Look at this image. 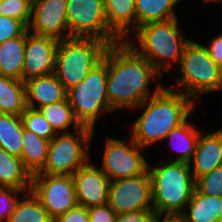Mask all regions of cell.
I'll use <instances>...</instances> for the list:
<instances>
[{
    "instance_id": "cell-1",
    "label": "cell",
    "mask_w": 222,
    "mask_h": 222,
    "mask_svg": "<svg viewBox=\"0 0 222 222\" xmlns=\"http://www.w3.org/2000/svg\"><path fill=\"white\" fill-rule=\"evenodd\" d=\"M163 77L126 41L108 45L107 97L113 111L125 107L136 109L163 87L160 83L151 92L149 83Z\"/></svg>"
},
{
    "instance_id": "cell-2",
    "label": "cell",
    "mask_w": 222,
    "mask_h": 222,
    "mask_svg": "<svg viewBox=\"0 0 222 222\" xmlns=\"http://www.w3.org/2000/svg\"><path fill=\"white\" fill-rule=\"evenodd\" d=\"M195 104L182 92L163 86L137 107L144 111L132 124L130 137L144 149L165 140L173 129L190 117Z\"/></svg>"
},
{
    "instance_id": "cell-3",
    "label": "cell",
    "mask_w": 222,
    "mask_h": 222,
    "mask_svg": "<svg viewBox=\"0 0 222 222\" xmlns=\"http://www.w3.org/2000/svg\"><path fill=\"white\" fill-rule=\"evenodd\" d=\"M132 32L139 46L131 42L130 38L125 41L139 55L146 58L162 76L172 68V63L180 62L183 50L191 40L183 37L177 18L165 22H150Z\"/></svg>"
},
{
    "instance_id": "cell-4",
    "label": "cell",
    "mask_w": 222,
    "mask_h": 222,
    "mask_svg": "<svg viewBox=\"0 0 222 222\" xmlns=\"http://www.w3.org/2000/svg\"><path fill=\"white\" fill-rule=\"evenodd\" d=\"M191 165L184 162H171L161 166H150L148 171L152 180L153 210L157 215L180 216L195 189V179Z\"/></svg>"
},
{
    "instance_id": "cell-5",
    "label": "cell",
    "mask_w": 222,
    "mask_h": 222,
    "mask_svg": "<svg viewBox=\"0 0 222 222\" xmlns=\"http://www.w3.org/2000/svg\"><path fill=\"white\" fill-rule=\"evenodd\" d=\"M107 46L96 38L69 37L59 41L54 74L67 91L83 81L103 59Z\"/></svg>"
},
{
    "instance_id": "cell-6",
    "label": "cell",
    "mask_w": 222,
    "mask_h": 222,
    "mask_svg": "<svg viewBox=\"0 0 222 222\" xmlns=\"http://www.w3.org/2000/svg\"><path fill=\"white\" fill-rule=\"evenodd\" d=\"M180 76L176 77V88L195 102V97L222 90V68L209 56L204 45L190 40L183 50L179 66ZM182 85V88L178 87ZM181 89V90H180Z\"/></svg>"
},
{
    "instance_id": "cell-7",
    "label": "cell",
    "mask_w": 222,
    "mask_h": 222,
    "mask_svg": "<svg viewBox=\"0 0 222 222\" xmlns=\"http://www.w3.org/2000/svg\"><path fill=\"white\" fill-rule=\"evenodd\" d=\"M108 46L103 59L86 78L67 91V99L81 126L94 130L98 116L113 111L107 97Z\"/></svg>"
},
{
    "instance_id": "cell-8",
    "label": "cell",
    "mask_w": 222,
    "mask_h": 222,
    "mask_svg": "<svg viewBox=\"0 0 222 222\" xmlns=\"http://www.w3.org/2000/svg\"><path fill=\"white\" fill-rule=\"evenodd\" d=\"M73 133L57 134L50 141L46 163L37 174L72 176L89 162L87 150L95 135L94 130L82 126Z\"/></svg>"
},
{
    "instance_id": "cell-9",
    "label": "cell",
    "mask_w": 222,
    "mask_h": 222,
    "mask_svg": "<svg viewBox=\"0 0 222 222\" xmlns=\"http://www.w3.org/2000/svg\"><path fill=\"white\" fill-rule=\"evenodd\" d=\"M69 37L96 38L112 45L123 41L108 25L104 0H67Z\"/></svg>"
},
{
    "instance_id": "cell-10",
    "label": "cell",
    "mask_w": 222,
    "mask_h": 222,
    "mask_svg": "<svg viewBox=\"0 0 222 222\" xmlns=\"http://www.w3.org/2000/svg\"><path fill=\"white\" fill-rule=\"evenodd\" d=\"M104 146L101 170L110 181L137 177L148 170V160L142 150L130 137L128 144L122 139L107 137Z\"/></svg>"
},
{
    "instance_id": "cell-11",
    "label": "cell",
    "mask_w": 222,
    "mask_h": 222,
    "mask_svg": "<svg viewBox=\"0 0 222 222\" xmlns=\"http://www.w3.org/2000/svg\"><path fill=\"white\" fill-rule=\"evenodd\" d=\"M31 191L53 220L78 205L72 176L35 174Z\"/></svg>"
},
{
    "instance_id": "cell-12",
    "label": "cell",
    "mask_w": 222,
    "mask_h": 222,
    "mask_svg": "<svg viewBox=\"0 0 222 222\" xmlns=\"http://www.w3.org/2000/svg\"><path fill=\"white\" fill-rule=\"evenodd\" d=\"M107 204L116 215L153 210L152 180L149 171L137 177L110 181Z\"/></svg>"
},
{
    "instance_id": "cell-13",
    "label": "cell",
    "mask_w": 222,
    "mask_h": 222,
    "mask_svg": "<svg viewBox=\"0 0 222 222\" xmlns=\"http://www.w3.org/2000/svg\"><path fill=\"white\" fill-rule=\"evenodd\" d=\"M28 30L30 33L49 36L59 41L69 38L67 0H32Z\"/></svg>"
},
{
    "instance_id": "cell-14",
    "label": "cell",
    "mask_w": 222,
    "mask_h": 222,
    "mask_svg": "<svg viewBox=\"0 0 222 222\" xmlns=\"http://www.w3.org/2000/svg\"><path fill=\"white\" fill-rule=\"evenodd\" d=\"M58 45L59 40L55 38L36 35L26 30L23 82L54 73Z\"/></svg>"
},
{
    "instance_id": "cell-15",
    "label": "cell",
    "mask_w": 222,
    "mask_h": 222,
    "mask_svg": "<svg viewBox=\"0 0 222 222\" xmlns=\"http://www.w3.org/2000/svg\"><path fill=\"white\" fill-rule=\"evenodd\" d=\"M77 203L86 208L108 202L110 179L101 168L89 162L73 175Z\"/></svg>"
},
{
    "instance_id": "cell-16",
    "label": "cell",
    "mask_w": 222,
    "mask_h": 222,
    "mask_svg": "<svg viewBox=\"0 0 222 222\" xmlns=\"http://www.w3.org/2000/svg\"><path fill=\"white\" fill-rule=\"evenodd\" d=\"M193 178L203 176L222 166V132L220 129L205 135L200 133L196 145V149L190 165Z\"/></svg>"
},
{
    "instance_id": "cell-17",
    "label": "cell",
    "mask_w": 222,
    "mask_h": 222,
    "mask_svg": "<svg viewBox=\"0 0 222 222\" xmlns=\"http://www.w3.org/2000/svg\"><path fill=\"white\" fill-rule=\"evenodd\" d=\"M24 84L28 108L38 110L44 105L67 100V89L54 73L30 78Z\"/></svg>"
},
{
    "instance_id": "cell-18",
    "label": "cell",
    "mask_w": 222,
    "mask_h": 222,
    "mask_svg": "<svg viewBox=\"0 0 222 222\" xmlns=\"http://www.w3.org/2000/svg\"><path fill=\"white\" fill-rule=\"evenodd\" d=\"M104 7L109 27L123 41L128 39L136 29L135 0H104Z\"/></svg>"
},
{
    "instance_id": "cell-19",
    "label": "cell",
    "mask_w": 222,
    "mask_h": 222,
    "mask_svg": "<svg viewBox=\"0 0 222 222\" xmlns=\"http://www.w3.org/2000/svg\"><path fill=\"white\" fill-rule=\"evenodd\" d=\"M25 46L26 31L0 43V75L22 80Z\"/></svg>"
},
{
    "instance_id": "cell-20",
    "label": "cell",
    "mask_w": 222,
    "mask_h": 222,
    "mask_svg": "<svg viewBox=\"0 0 222 222\" xmlns=\"http://www.w3.org/2000/svg\"><path fill=\"white\" fill-rule=\"evenodd\" d=\"M180 216L185 222H214L222 218V198L208 196L194 189L185 211Z\"/></svg>"
},
{
    "instance_id": "cell-21",
    "label": "cell",
    "mask_w": 222,
    "mask_h": 222,
    "mask_svg": "<svg viewBox=\"0 0 222 222\" xmlns=\"http://www.w3.org/2000/svg\"><path fill=\"white\" fill-rule=\"evenodd\" d=\"M32 176L23 166L20 157L9 154L0 147V187L31 191Z\"/></svg>"
},
{
    "instance_id": "cell-22",
    "label": "cell",
    "mask_w": 222,
    "mask_h": 222,
    "mask_svg": "<svg viewBox=\"0 0 222 222\" xmlns=\"http://www.w3.org/2000/svg\"><path fill=\"white\" fill-rule=\"evenodd\" d=\"M22 138L23 149L20 158L25 169L33 176L44 168L50 141L29 130H24Z\"/></svg>"
},
{
    "instance_id": "cell-23",
    "label": "cell",
    "mask_w": 222,
    "mask_h": 222,
    "mask_svg": "<svg viewBox=\"0 0 222 222\" xmlns=\"http://www.w3.org/2000/svg\"><path fill=\"white\" fill-rule=\"evenodd\" d=\"M181 0H135L136 28L150 22L177 18L174 7Z\"/></svg>"
},
{
    "instance_id": "cell-24",
    "label": "cell",
    "mask_w": 222,
    "mask_h": 222,
    "mask_svg": "<svg viewBox=\"0 0 222 222\" xmlns=\"http://www.w3.org/2000/svg\"><path fill=\"white\" fill-rule=\"evenodd\" d=\"M26 108L24 82L0 75V113L20 116Z\"/></svg>"
},
{
    "instance_id": "cell-25",
    "label": "cell",
    "mask_w": 222,
    "mask_h": 222,
    "mask_svg": "<svg viewBox=\"0 0 222 222\" xmlns=\"http://www.w3.org/2000/svg\"><path fill=\"white\" fill-rule=\"evenodd\" d=\"M201 131H198L188 120L183 124L173 129L165 139L171 140V146L181 153L177 159H170L171 162H184L190 164L198 141V137ZM179 151V152H178Z\"/></svg>"
},
{
    "instance_id": "cell-26",
    "label": "cell",
    "mask_w": 222,
    "mask_h": 222,
    "mask_svg": "<svg viewBox=\"0 0 222 222\" xmlns=\"http://www.w3.org/2000/svg\"><path fill=\"white\" fill-rule=\"evenodd\" d=\"M23 124L19 115L0 113V147L9 154L21 157Z\"/></svg>"
},
{
    "instance_id": "cell-27",
    "label": "cell",
    "mask_w": 222,
    "mask_h": 222,
    "mask_svg": "<svg viewBox=\"0 0 222 222\" xmlns=\"http://www.w3.org/2000/svg\"><path fill=\"white\" fill-rule=\"evenodd\" d=\"M38 110L51 124V127L57 134L60 133L59 131H62V133H71L69 129L72 125L74 127L73 131H76L82 127L76 120L68 99L44 105Z\"/></svg>"
},
{
    "instance_id": "cell-28",
    "label": "cell",
    "mask_w": 222,
    "mask_h": 222,
    "mask_svg": "<svg viewBox=\"0 0 222 222\" xmlns=\"http://www.w3.org/2000/svg\"><path fill=\"white\" fill-rule=\"evenodd\" d=\"M25 195L23 200L19 197L7 222H54L32 191L26 192Z\"/></svg>"
},
{
    "instance_id": "cell-29",
    "label": "cell",
    "mask_w": 222,
    "mask_h": 222,
    "mask_svg": "<svg viewBox=\"0 0 222 222\" xmlns=\"http://www.w3.org/2000/svg\"><path fill=\"white\" fill-rule=\"evenodd\" d=\"M20 117L24 130H29L48 141H51L57 135L51 124L37 109L27 107Z\"/></svg>"
},
{
    "instance_id": "cell-30",
    "label": "cell",
    "mask_w": 222,
    "mask_h": 222,
    "mask_svg": "<svg viewBox=\"0 0 222 222\" xmlns=\"http://www.w3.org/2000/svg\"><path fill=\"white\" fill-rule=\"evenodd\" d=\"M32 0H0V15L21 20L27 27L31 20Z\"/></svg>"
},
{
    "instance_id": "cell-31",
    "label": "cell",
    "mask_w": 222,
    "mask_h": 222,
    "mask_svg": "<svg viewBox=\"0 0 222 222\" xmlns=\"http://www.w3.org/2000/svg\"><path fill=\"white\" fill-rule=\"evenodd\" d=\"M195 189L199 193L222 198V166L198 177L195 180Z\"/></svg>"
},
{
    "instance_id": "cell-32",
    "label": "cell",
    "mask_w": 222,
    "mask_h": 222,
    "mask_svg": "<svg viewBox=\"0 0 222 222\" xmlns=\"http://www.w3.org/2000/svg\"><path fill=\"white\" fill-rule=\"evenodd\" d=\"M25 194L23 190L12 187H0V222H7L14 211L18 194Z\"/></svg>"
},
{
    "instance_id": "cell-33",
    "label": "cell",
    "mask_w": 222,
    "mask_h": 222,
    "mask_svg": "<svg viewBox=\"0 0 222 222\" xmlns=\"http://www.w3.org/2000/svg\"><path fill=\"white\" fill-rule=\"evenodd\" d=\"M27 29L21 20L0 15V43L21 36Z\"/></svg>"
},
{
    "instance_id": "cell-34",
    "label": "cell",
    "mask_w": 222,
    "mask_h": 222,
    "mask_svg": "<svg viewBox=\"0 0 222 222\" xmlns=\"http://www.w3.org/2000/svg\"><path fill=\"white\" fill-rule=\"evenodd\" d=\"M89 222H115L116 213L106 203L88 208Z\"/></svg>"
},
{
    "instance_id": "cell-35",
    "label": "cell",
    "mask_w": 222,
    "mask_h": 222,
    "mask_svg": "<svg viewBox=\"0 0 222 222\" xmlns=\"http://www.w3.org/2000/svg\"><path fill=\"white\" fill-rule=\"evenodd\" d=\"M156 216L157 214L154 210H139L118 214L115 222H154Z\"/></svg>"
},
{
    "instance_id": "cell-36",
    "label": "cell",
    "mask_w": 222,
    "mask_h": 222,
    "mask_svg": "<svg viewBox=\"0 0 222 222\" xmlns=\"http://www.w3.org/2000/svg\"><path fill=\"white\" fill-rule=\"evenodd\" d=\"M54 222H89V211L84 206L77 205L60 215Z\"/></svg>"
},
{
    "instance_id": "cell-37",
    "label": "cell",
    "mask_w": 222,
    "mask_h": 222,
    "mask_svg": "<svg viewBox=\"0 0 222 222\" xmlns=\"http://www.w3.org/2000/svg\"><path fill=\"white\" fill-rule=\"evenodd\" d=\"M204 47L207 49L209 56L222 68V34L213 38L210 44Z\"/></svg>"
},
{
    "instance_id": "cell-38",
    "label": "cell",
    "mask_w": 222,
    "mask_h": 222,
    "mask_svg": "<svg viewBox=\"0 0 222 222\" xmlns=\"http://www.w3.org/2000/svg\"><path fill=\"white\" fill-rule=\"evenodd\" d=\"M163 216L157 215L154 222H185L181 216L174 215H164V218L160 220Z\"/></svg>"
},
{
    "instance_id": "cell-39",
    "label": "cell",
    "mask_w": 222,
    "mask_h": 222,
    "mask_svg": "<svg viewBox=\"0 0 222 222\" xmlns=\"http://www.w3.org/2000/svg\"><path fill=\"white\" fill-rule=\"evenodd\" d=\"M210 2H211V3H215V2H216V3H218V2L221 3L222 0H203V1H202V3H210Z\"/></svg>"
},
{
    "instance_id": "cell-40",
    "label": "cell",
    "mask_w": 222,
    "mask_h": 222,
    "mask_svg": "<svg viewBox=\"0 0 222 222\" xmlns=\"http://www.w3.org/2000/svg\"><path fill=\"white\" fill-rule=\"evenodd\" d=\"M214 222H222V218L221 219H217L216 221Z\"/></svg>"
}]
</instances>
